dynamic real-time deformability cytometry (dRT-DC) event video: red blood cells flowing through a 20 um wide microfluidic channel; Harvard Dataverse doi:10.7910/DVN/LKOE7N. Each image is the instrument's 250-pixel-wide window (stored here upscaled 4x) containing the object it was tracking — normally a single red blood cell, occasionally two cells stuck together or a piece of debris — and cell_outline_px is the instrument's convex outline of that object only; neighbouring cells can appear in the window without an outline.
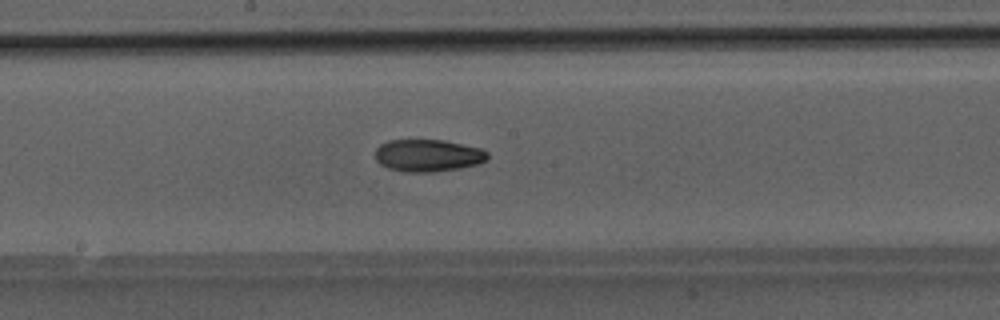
{"species": "Egyptian fruit bat (a non-hibernating species)", "species_latin": "Rousettus aegyptiacus", "temperature_condition": "room temperature", "stored_images_in_passage": 37, "camera_frame_rate_fps": 3000, "um_per_image_px": 0.085, "animal": {"sex": "male"}, "frame": {"image": 1, "passage_image": 16, "time_ms": 5.0, "image_size_px": [1000, 320], "cell_outline_px": [[488, 156], [480, 164], [460, 168], [436, 172], [408, 172], [388, 168], [380, 164], [376, 160], [376, 148], [380, 144], [388, 140], [444, 140], [480, 148], [488, 152]], "centroid_in_image_um": [36.37, 13.22], "position_along_channel_um": 211.8, "area_um2": 21.15}}
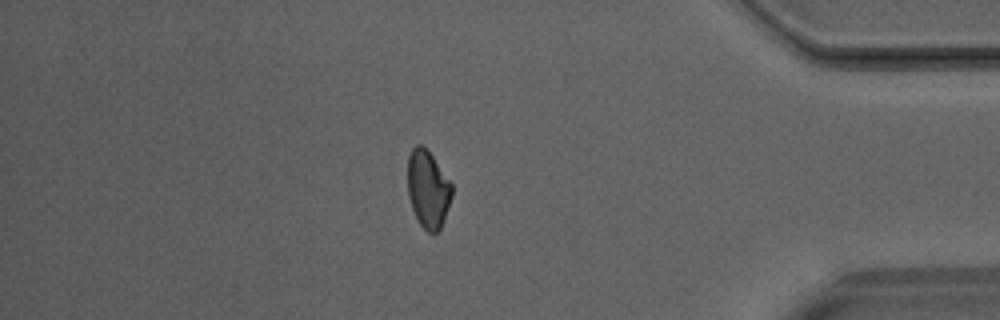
{"frame": {"image": 2, "passage_image": 31, "time_ms": 10.0, "image_size_px": [1000, 320], "cell_outline_px": [[452, 196], [440, 228], [436, 232], [428, 232], [416, 220], [408, 196], [408, 156], [412, 148], [416, 144], [420, 144], [432, 156], [452, 184]], "centroid_in_image_um": [36.36, 16.08], "position_along_channel_um": 398.8, "area_um2": 19.71}}